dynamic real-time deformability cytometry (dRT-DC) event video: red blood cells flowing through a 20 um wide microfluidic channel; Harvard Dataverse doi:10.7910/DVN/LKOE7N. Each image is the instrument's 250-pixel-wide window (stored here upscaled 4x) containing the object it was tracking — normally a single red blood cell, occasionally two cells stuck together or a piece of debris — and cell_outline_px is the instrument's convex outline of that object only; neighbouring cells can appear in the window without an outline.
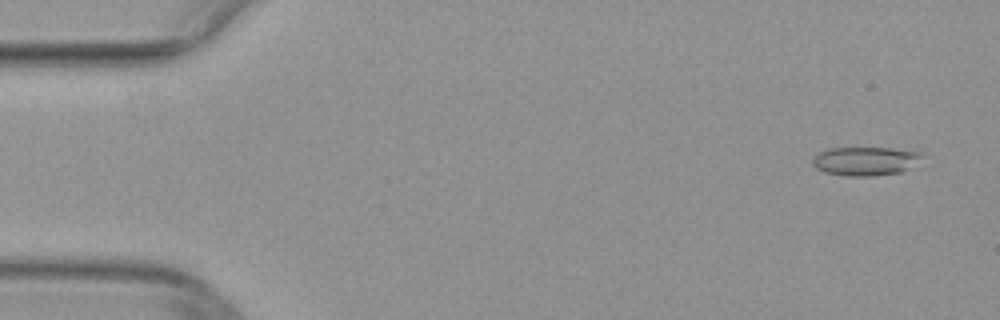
{"species": "common noctule bat (a hibernating species)", "species_latin": "Nyctalus noctula", "temperature_condition": "warm", "stored_images_in_passage": 50, "camera_frame_rate_fps": 3000, "um_per_image_px": 0.085, "animal": {"sex": "female", "body_mass_g": 29.2, "forearm_length_mm": 56.3}, "frame": {"image": 1, "passage_image": 3, "time_ms": 0.667, "image_size_px": [1000, 320], "cell_outline_px": [[924, 152], [908, 168], [900, 172], [872, 176], [848, 176], [824, 172], [816, 168], [812, 164], [812, 156], [828, 148], [892, 148]], "centroid_in_image_um": [73.47, 13.68], "position_along_channel_um": 11.5, "area_um2": 18.15}}
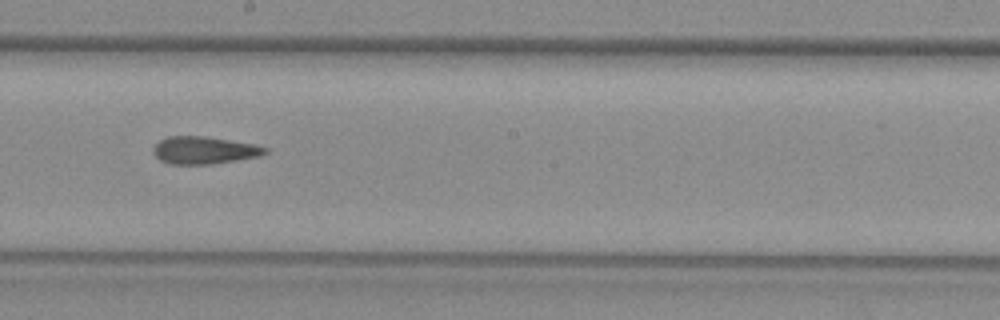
{"frame": {"image": 2, "passage_image": 28, "time_ms": 9.0, "image_size_px": [1000, 320], "cell_outline_px": [[268, 152], [260, 156], [208, 164], [168, 164], [160, 160], [152, 152], [152, 148], [160, 140], [168, 136], [200, 136], [252, 144], [268, 148]], "centroid_in_image_um": [17.3, 12.77], "position_along_channel_um": 230.9, "area_um2": 17.57}}
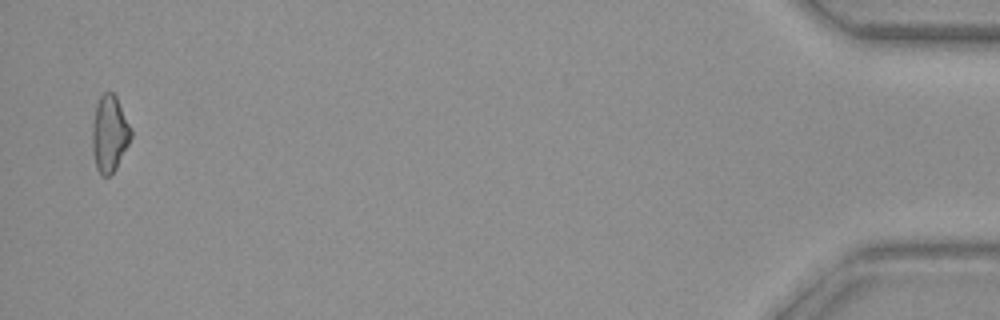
{"frame": {"image": 3, "passage_image": 49, "time_ms": 16.0, "image_size_px": [1000, 320], "cell_outline_px": [[132, 136], [116, 168], [108, 176], [100, 176], [96, 168], [92, 148], [92, 124], [96, 104], [100, 96], [104, 92], [112, 92], [116, 96], [132, 132]], "centroid_in_image_um": [9.28, 11.37], "position_along_channel_um": 425.9, "area_um2": 17.11}}